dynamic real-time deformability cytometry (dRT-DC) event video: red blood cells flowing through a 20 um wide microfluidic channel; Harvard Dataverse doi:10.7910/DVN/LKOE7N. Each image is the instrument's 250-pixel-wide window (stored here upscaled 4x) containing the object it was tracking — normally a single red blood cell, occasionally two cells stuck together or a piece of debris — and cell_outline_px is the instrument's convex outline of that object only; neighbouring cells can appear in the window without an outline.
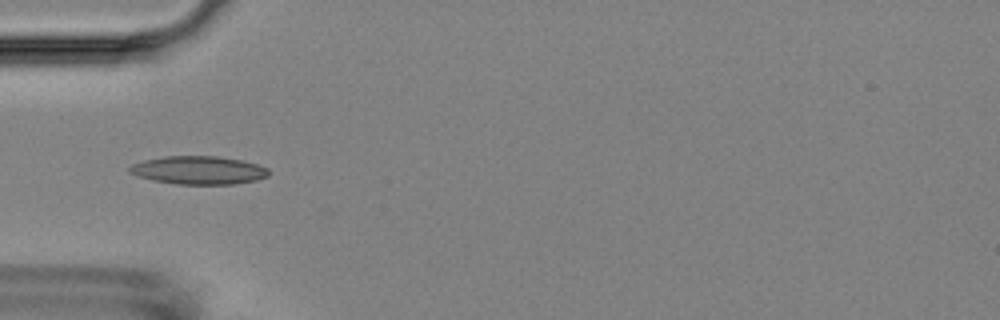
{"species": "Egyptian fruit bat (a non-hibernating species)", "species_latin": "Rousettus aegyptiacus", "temperature_condition": "room temperature", "stored_images_in_passage": 6, "camera_frame_rate_fps": 3000, "um_per_image_px": 0.085, "animal": {"sex": "female"}, "frame": {"image": 1, "passage_image": 4, "time_ms": 3.667, "image_size_px": [1000, 320], "cell_outline_px": [[268, 176], [256, 180], [236, 184], [176, 184], [152, 180], [136, 176], [128, 172], [128, 168], [132, 164], [144, 160], [164, 156], [216, 156], [240, 160], [256, 164], [268, 168]], "centroid_in_image_um": [16.84, 14.47], "position_along_channel_um": 68.2, "area_um2": 22.89}}
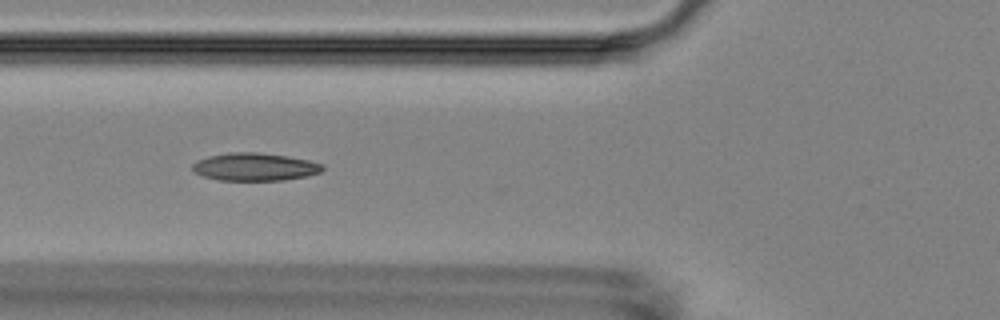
{"frame": {"image": 2, "passage_image": 5, "time_ms": 4.667, "image_size_px": [1000, 320], "cell_outline_px": [[324, 168], [320, 172], [308, 176], [284, 180], [220, 180], [204, 176], [192, 172], [192, 164], [196, 160], [208, 156], [228, 152], [256, 152], [288, 156], [308, 160], [320, 164]], "centroid_in_image_um": [21.61, 14.18], "position_along_channel_um": 104.2, "area_um2": 21.1}}